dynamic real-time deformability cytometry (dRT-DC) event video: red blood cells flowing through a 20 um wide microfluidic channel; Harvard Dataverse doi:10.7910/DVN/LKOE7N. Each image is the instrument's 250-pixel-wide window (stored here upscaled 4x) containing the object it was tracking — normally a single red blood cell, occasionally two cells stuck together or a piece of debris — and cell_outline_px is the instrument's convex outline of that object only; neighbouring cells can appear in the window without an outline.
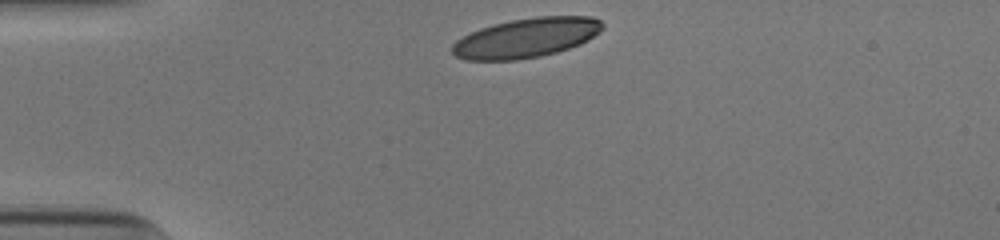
{"species": "human", "species_latin": "Homo sapiens", "temperature_condition": "cold", "stored_images_in_passage": 6, "camera_frame_rate_fps": 3000, "um_per_image_px": 0.085, "donor": {"sex": "male"}, "frame": {"image": 1, "passage_image": 1, "time_ms": 0.0, "image_size_px": [1000, 240], "cell_outline_px": [[604, 28], [600, 32], [588, 40], [580, 44], [556, 52], [540, 56], [516, 60], [464, 60], [456, 56], [452, 52], [452, 44], [456, 40], [480, 28], [492, 24], [512, 20], [536, 16], [592, 16], [600, 20], [604, 24]], "centroid_in_image_um": [44.75, 3.21], "position_along_channel_um": 40.2, "area_um2": 34.68}}